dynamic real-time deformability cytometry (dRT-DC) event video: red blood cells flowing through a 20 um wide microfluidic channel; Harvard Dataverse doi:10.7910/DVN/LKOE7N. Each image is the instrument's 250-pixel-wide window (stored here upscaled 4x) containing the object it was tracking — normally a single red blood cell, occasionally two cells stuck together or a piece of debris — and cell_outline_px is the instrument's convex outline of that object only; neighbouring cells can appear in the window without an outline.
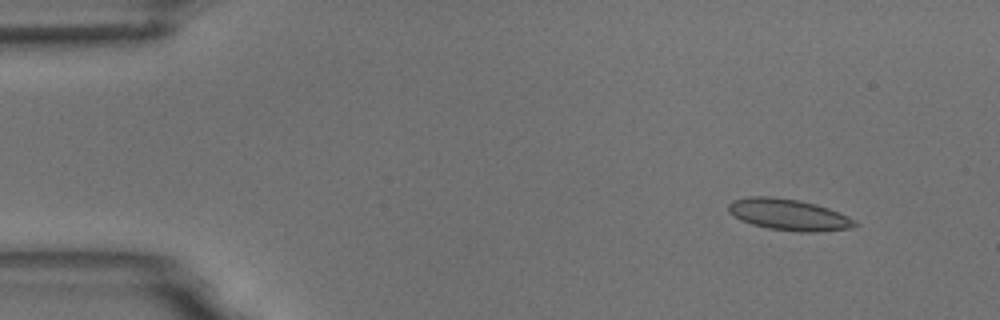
{"species": "common noctule bat (a hibernating species)", "species_latin": "Nyctalus noctula", "temperature_condition": "room temperature", "stored_images_in_passage": 4, "camera_frame_rate_fps": 3000, "um_per_image_px": 0.085, "animal": {"sex": "male", "body_mass_g": 18.8}, "frame": {"image": 1, "passage_image": 1, "time_ms": 0.0, "image_size_px": [1000, 320], "cell_outline_px": [[860, 224], [848, 228], [816, 232], [796, 232], [768, 228], [752, 224], [740, 220], [728, 212], [728, 204], [732, 200], [752, 196], [772, 196], [800, 200], [816, 204], [828, 208], [848, 216], [856, 220]], "centroid_in_image_um": [67.03, 18.24], "position_along_channel_um": 18.0, "area_um2": 23.24}}
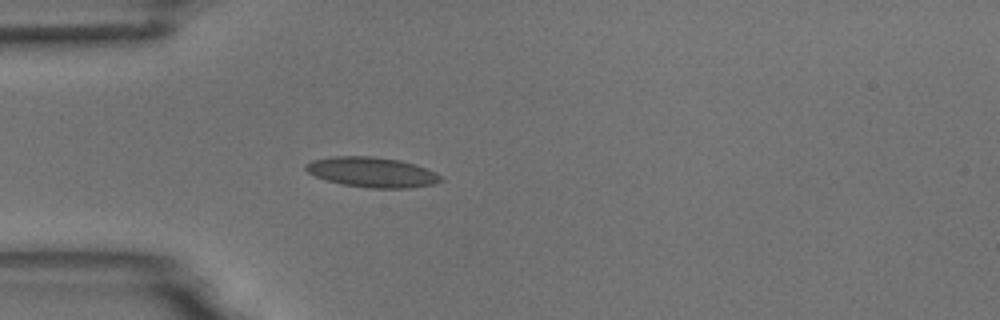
{"frame": {"image": 2, "passage_image": 4, "time_ms": 3.333, "image_size_px": [1000, 320], "cell_outline_px": [[444, 180], [436, 184], [408, 188], [368, 188], [340, 184], [316, 176], [308, 172], [304, 168], [304, 164], [312, 160], [332, 156], [372, 156], [400, 160], [416, 164], [436, 172]], "centroid_in_image_um": [31.64, 14.63], "position_along_channel_um": 53.4, "area_um2": 23.87}}